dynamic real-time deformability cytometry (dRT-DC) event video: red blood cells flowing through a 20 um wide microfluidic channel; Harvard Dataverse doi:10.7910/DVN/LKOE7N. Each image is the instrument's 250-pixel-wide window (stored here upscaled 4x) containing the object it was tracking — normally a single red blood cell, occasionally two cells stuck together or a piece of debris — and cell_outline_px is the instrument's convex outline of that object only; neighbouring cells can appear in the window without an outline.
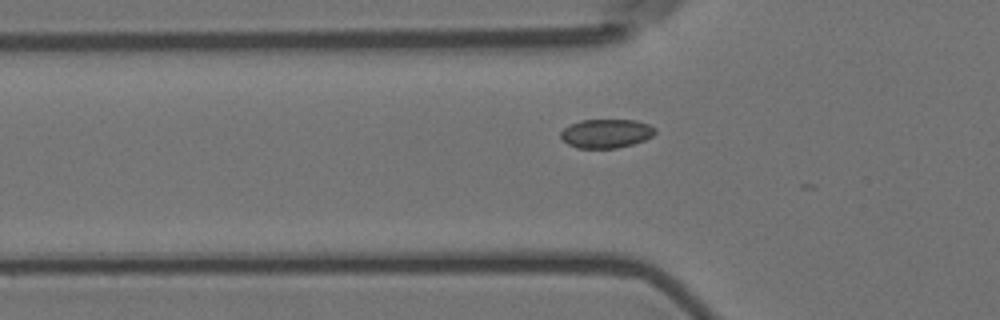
{"species": "Egyptian fruit bat (a non-hibernating species)", "species_latin": "Rousettus aegyptiacus", "temperature_condition": "room temperature", "stored_images_in_passage": 11, "camera_frame_rate_fps": 3000, "um_per_image_px": 0.085, "animal": {"sex": "female"}, "frame": {"image": 1, "passage_image": 2, "time_ms": 0.333, "image_size_px": [1000, 320], "cell_outline_px": [[656, 132], [652, 136], [644, 140], [632, 144], [616, 148], [576, 148], [568, 144], [560, 136], [560, 132], [564, 128], [580, 120], [636, 120], [648, 124], [656, 128]], "centroid_in_image_um": [51.53, 11.34], "position_along_channel_um": 74.3, "area_um2": 15.84}}
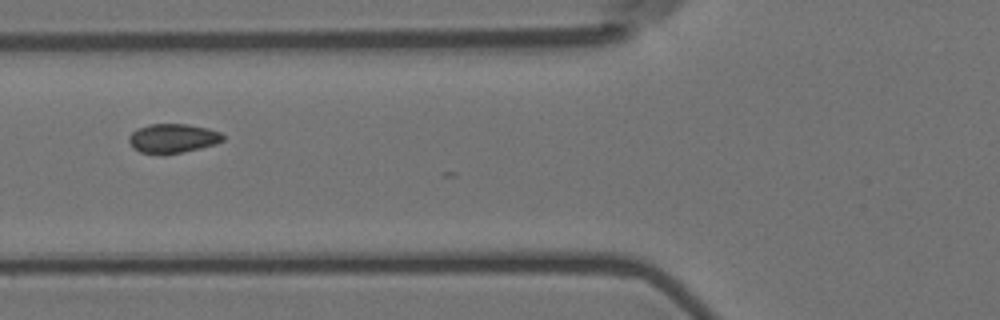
{"frame": {"image": 2, "passage_image": 5, "time_ms": 1.333, "image_size_px": [1000, 320], "cell_outline_px": [[224, 140], [216, 144], [200, 148], [164, 156], [160, 156], [140, 152], [132, 148], [128, 140], [128, 136], [132, 132], [148, 124], [188, 124], [208, 128], [220, 132], [224, 136]], "centroid_in_image_um": [14.66, 11.78], "position_along_channel_um": 111.1, "area_um2": 16.36}}
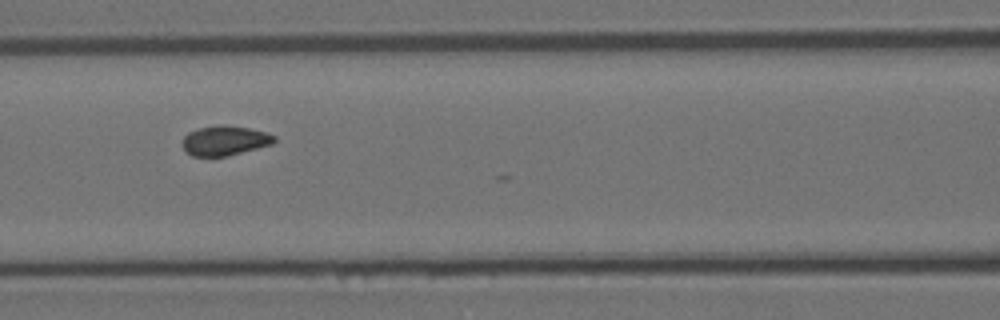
{"frame": {"image": 3, "passage_image": 8, "time_ms": 2.333, "image_size_px": [1000, 320], "cell_outline_px": [[276, 140], [272, 144], [228, 156], [192, 156], [184, 148], [184, 136], [188, 132], [196, 128], [224, 124], [248, 128], [268, 132], [276, 136]], "centroid_in_image_um": [19.14, 11.94], "position_along_channel_um": 147.5, "area_um2": 15.9}}